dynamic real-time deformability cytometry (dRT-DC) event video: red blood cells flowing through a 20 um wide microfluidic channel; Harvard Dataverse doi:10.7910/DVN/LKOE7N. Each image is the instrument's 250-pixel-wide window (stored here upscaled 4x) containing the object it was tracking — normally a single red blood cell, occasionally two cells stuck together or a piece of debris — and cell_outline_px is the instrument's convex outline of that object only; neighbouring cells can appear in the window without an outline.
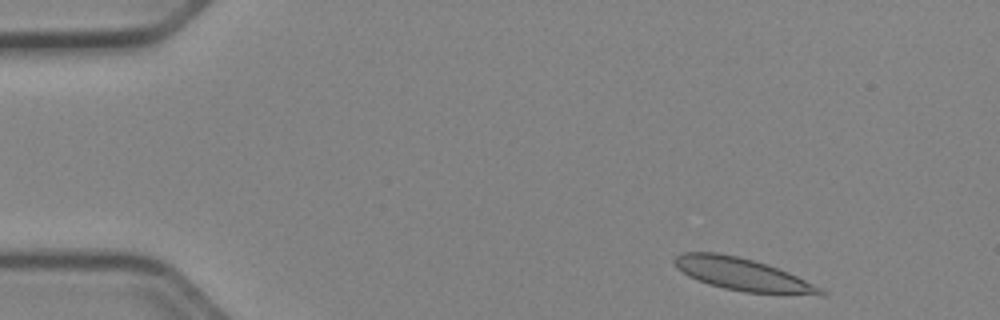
{"species": "Egyptian fruit bat (a non-hibernating species)", "species_latin": "Rousettus aegyptiacus", "temperature_condition": "cold", "stored_images_in_passage": 47, "camera_frame_rate_fps": 3000, "um_per_image_px": 0.085, "animal": {"sex": "female"}, "frame": {"image": 1, "passage_image": 2, "time_ms": 0.333, "image_size_px": [1000, 320], "cell_outline_px": [[828, 292], [824, 296], [820, 296], [744, 292], [724, 288], [708, 284], [696, 280], [688, 276], [676, 268], [672, 260], [676, 256], [684, 252], [720, 252], [752, 260], [788, 272]], "centroid_in_image_um": [63.09, 23.34], "position_along_channel_um": 21.9, "area_um2": 27.63}}
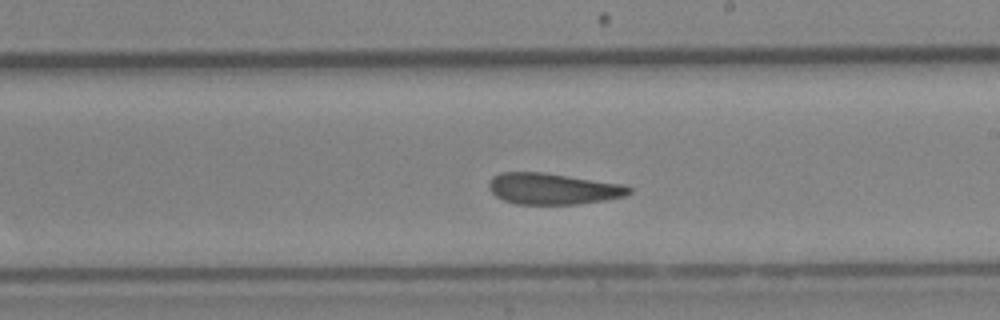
{"frame": {"image": 2, "passage_image": 26, "time_ms": 8.333, "image_size_px": [1000, 320], "cell_outline_px": [[632, 192], [624, 196], [604, 200], [576, 204], [516, 204], [504, 200], [496, 196], [488, 188], [488, 180], [492, 176], [500, 172], [544, 172], [620, 184], [632, 188]], "centroid_in_image_um": [46.94, 16.04], "position_along_channel_um": 242.1, "area_um2": 25.43}}
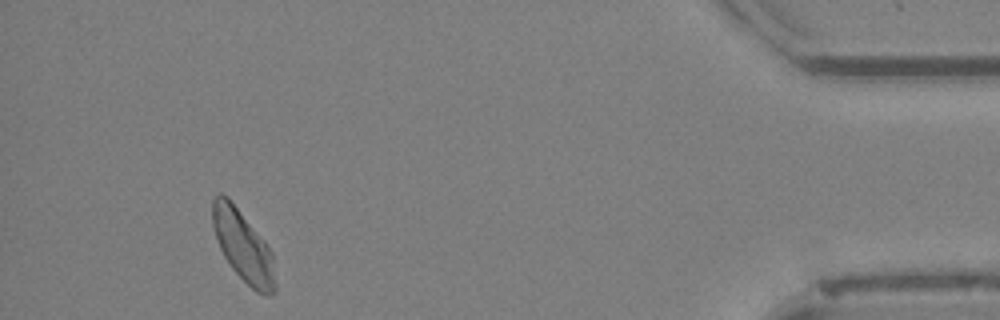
{"frame": {"image": 3, "passage_image": 44, "time_ms": 14.333, "image_size_px": [1000, 320], "cell_outline_px": [[276, 292], [272, 296], [264, 296], [256, 292], [232, 268], [224, 256], [216, 240], [212, 224], [212, 200], [220, 192], [228, 196], [264, 240], [272, 252], [276, 288]], "centroid_in_image_um": [20.67, 20.92], "position_along_channel_um": 414.5, "area_um2": 26.07}, "authors_computed_cell_mechanics": {"area_um2": 26.2412, "velocity_mm_per_s": 3.9048, "shape_relaxation_time_tau1_ms": null, "shape_relaxation_time_tau2_ms": 2.9546, "deformation_change_tau1": null, "deformation_change_tau2": 0.0964}}